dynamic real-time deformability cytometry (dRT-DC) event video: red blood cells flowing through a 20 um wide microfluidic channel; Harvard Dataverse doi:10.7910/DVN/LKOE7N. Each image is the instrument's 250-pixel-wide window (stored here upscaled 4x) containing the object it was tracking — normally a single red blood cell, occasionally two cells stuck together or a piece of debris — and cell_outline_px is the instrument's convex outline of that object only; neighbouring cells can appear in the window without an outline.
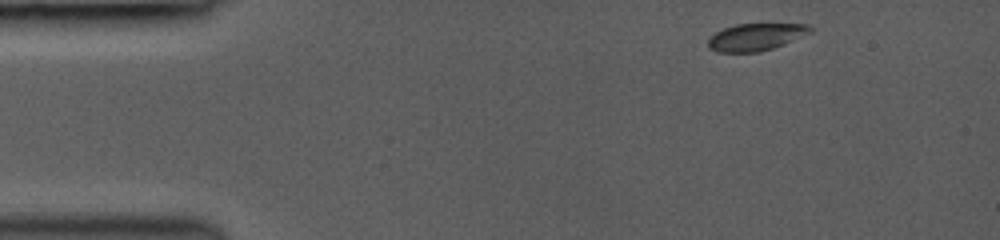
{"species": "common noctule bat (a hibernating species)", "species_latin": "Nyctalus noctula", "temperature_condition": "room temperature", "stored_images_in_passage": 23, "camera_frame_rate_fps": 3000, "um_per_image_px": 0.085, "animal": {"sex": "female", "body_mass_g": 19.0, "forearm_length_mm": 53.3}, "frame": {"image": 1, "passage_image": 1, "time_ms": 0.0, "image_size_px": [1000, 240], "cell_outline_px": [[812, 32], [784, 44], [760, 52], [716, 52], [708, 48], [708, 40], [716, 32], [724, 28], [736, 24], [808, 24], [812, 28]], "centroid_in_image_um": [64.24, 3.15], "position_along_channel_um": 20.8, "area_um2": 16.13}}
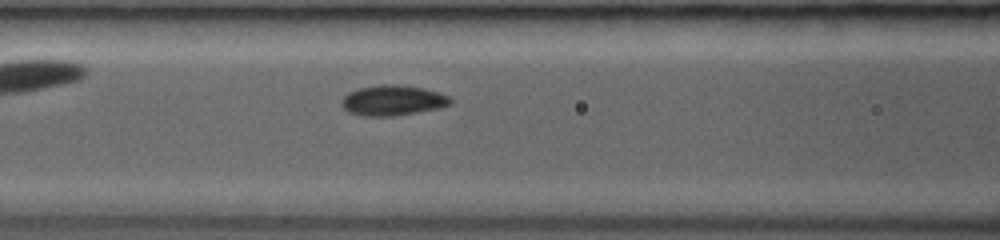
{"frame": {"image": 2, "passage_image": 14, "time_ms": 4.667, "image_size_px": [1000, 240], "cell_outline_px": [[452, 104], [436, 108], [416, 112], [392, 116], [364, 116], [348, 112], [340, 104], [340, 100], [348, 92], [360, 88], [380, 84], [400, 84], [424, 88], [448, 96], [452, 100]], "centroid_in_image_um": [33.34, 8.52], "position_along_channel_um": 133.3, "area_um2": 19.19}}
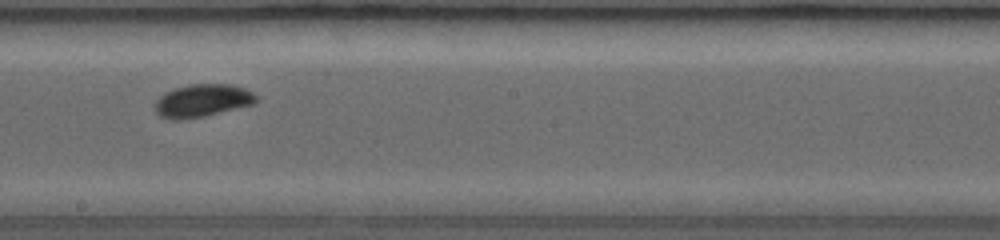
{"frame": {"image": 3, "passage_image": 21, "time_ms": 7.0, "image_size_px": [1000, 240], "cell_outline_px": [[260, 100], [256, 104], [204, 116], [176, 120], [172, 120], [160, 116], [156, 112], [156, 100], [164, 92], [188, 84], [228, 84], [244, 88], [252, 92]], "centroid_in_image_um": [17.23, 8.55], "position_along_channel_um": 231.0, "area_um2": 19.36}}